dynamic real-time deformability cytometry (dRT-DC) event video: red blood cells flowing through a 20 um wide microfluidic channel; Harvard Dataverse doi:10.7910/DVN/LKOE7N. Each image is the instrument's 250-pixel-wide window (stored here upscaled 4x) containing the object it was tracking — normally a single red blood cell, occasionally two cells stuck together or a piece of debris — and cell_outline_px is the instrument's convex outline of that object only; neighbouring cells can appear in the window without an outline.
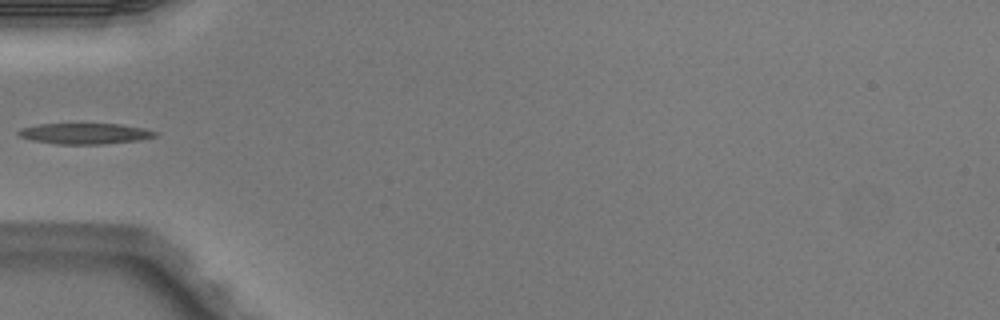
{"species": "Egyptian fruit bat (a non-hibernating species)", "species_latin": "Rousettus aegyptiacus", "temperature_condition": "warm", "stored_images_in_passage": 6, "segment_of_instrument_passage": [2, 2], "camera_frame_rate_fps": 3000, "um_per_image_px": 0.085, "animal": {"sex": "male"}, "frame": {"image": 1, "passage_image": 5, "time_ms": 1.333, "image_size_px": [1000, 320], "cell_outline_px": [[156, 136], [140, 140], [104, 144], [56, 144], [32, 140], [20, 136], [16, 132], [20, 128], [36, 124], [120, 124], [144, 128], [156, 132]], "centroid_in_image_um": [7.19, 11.35], "position_along_channel_um": 77.8, "area_um2": 16.59}}